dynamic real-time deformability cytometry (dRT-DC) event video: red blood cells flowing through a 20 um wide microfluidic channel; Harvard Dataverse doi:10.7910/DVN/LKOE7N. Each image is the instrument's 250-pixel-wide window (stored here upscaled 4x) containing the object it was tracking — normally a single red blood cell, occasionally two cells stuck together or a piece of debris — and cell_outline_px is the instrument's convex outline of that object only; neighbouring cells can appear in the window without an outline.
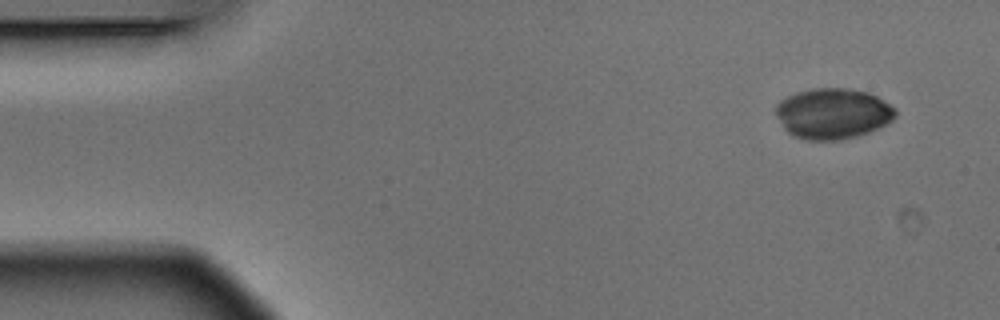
{"species": "Egyptian fruit bat (a non-hibernating species)", "species_latin": "Rousettus aegyptiacus", "temperature_condition": "warm", "stored_images_in_passage": 3, "camera_frame_rate_fps": 3000, "um_per_image_px": 0.085, "animal": {"sex": "male"}, "frame": {"image": 1, "passage_image": 1, "time_ms": 0.0, "image_size_px": [1000, 320], "cell_outline_px": [[896, 116], [892, 120], [868, 132], [856, 136], [840, 140], [804, 140], [788, 132], [784, 128], [776, 112], [776, 104], [780, 100], [796, 92], [812, 88], [844, 88], [868, 92], [876, 96], [896, 108]], "centroid_in_image_um": [70.79, 9.64], "position_along_channel_um": 14.2, "area_um2": 35.08}}